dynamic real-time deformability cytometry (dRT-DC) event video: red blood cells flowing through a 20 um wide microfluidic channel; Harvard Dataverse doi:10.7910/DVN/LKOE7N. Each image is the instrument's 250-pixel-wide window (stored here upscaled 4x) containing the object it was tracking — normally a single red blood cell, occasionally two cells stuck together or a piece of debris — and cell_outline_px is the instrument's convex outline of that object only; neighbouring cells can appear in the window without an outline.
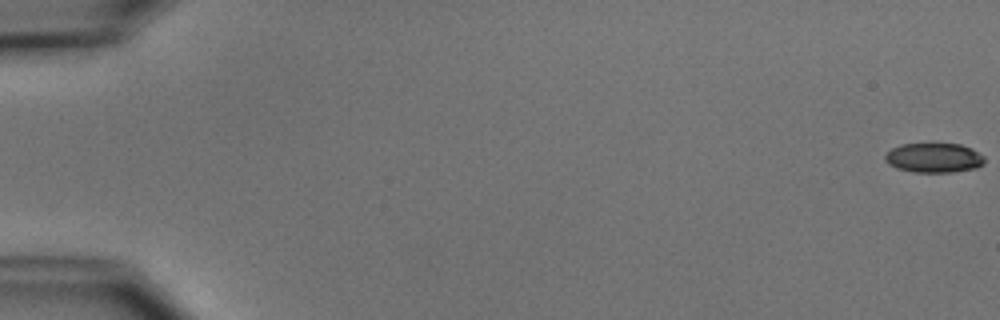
{"species": "common noctule bat (a hibernating species)", "species_latin": "Nyctalus noctula", "temperature_condition": "cold", "stored_images_in_passage": 55, "camera_frame_rate_fps": 3000, "um_per_image_px": 0.085, "animal": {"sex": "male", "body_mass_g": 15.6}, "frame": {"image": 1, "passage_image": 1, "time_ms": 0.0, "image_size_px": [1000, 320], "cell_outline_px": [[984, 164], [976, 168], [952, 172], [912, 172], [896, 168], [888, 164], [884, 160], [884, 156], [892, 148], [900, 144], [928, 140], [960, 144], [972, 148], [984, 156]], "centroid_in_image_um": [79.36, 13.36], "position_along_channel_um": 5.6, "area_um2": 18.09}}
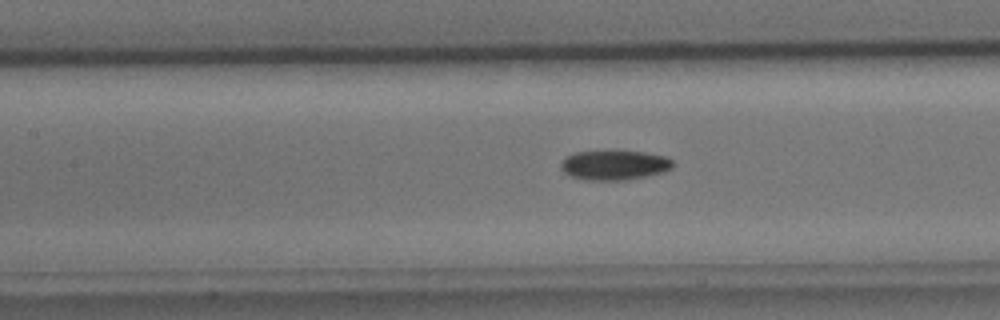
{"frame": {"image": 2, "passage_image": 26, "time_ms": 8.333, "image_size_px": [1000, 320], "cell_outline_px": [[672, 168], [660, 172], [644, 176], [624, 180], [588, 180], [572, 176], [564, 172], [560, 168], [560, 164], [564, 156], [576, 152], [644, 152], [664, 156], [672, 160]], "centroid_in_image_um": [52.17, 14.04], "position_along_channel_um": 155.2, "area_um2": 18.9}}
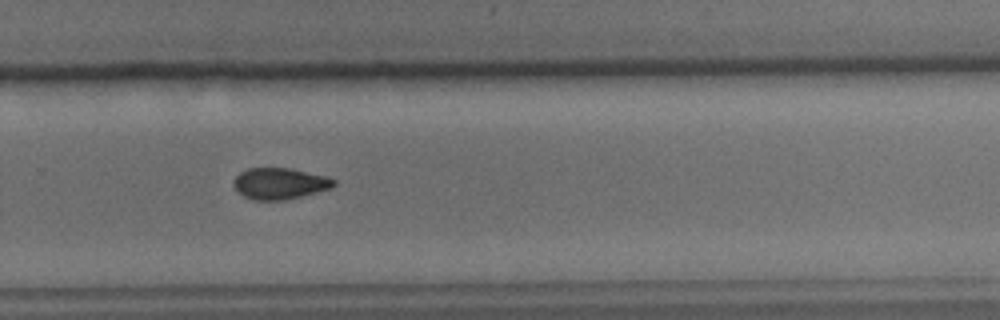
{"frame": {"image": 3, "passage_image": 38, "time_ms": 12.333, "image_size_px": [1000, 320], "cell_outline_px": [[336, 184], [332, 188], [300, 196], [280, 200], [252, 200], [236, 192], [232, 184], [236, 176], [240, 172], [248, 168], [288, 168], [328, 176], [336, 180]], "centroid_in_image_um": [23.75, 15.59], "position_along_channel_um": 306.0, "area_um2": 18.32}, "authors_computed_cell_mechanics": {"area_um2": 18.6116, "velocity_mm_per_s": 3.7773, "shape_relaxation_time_tau1_ms": 4.8698, "shape_relaxation_time_tau2_ms": 8.6875, "deformation_change_tau1": 0.119, "deformation_change_tau2": 0.1451}}